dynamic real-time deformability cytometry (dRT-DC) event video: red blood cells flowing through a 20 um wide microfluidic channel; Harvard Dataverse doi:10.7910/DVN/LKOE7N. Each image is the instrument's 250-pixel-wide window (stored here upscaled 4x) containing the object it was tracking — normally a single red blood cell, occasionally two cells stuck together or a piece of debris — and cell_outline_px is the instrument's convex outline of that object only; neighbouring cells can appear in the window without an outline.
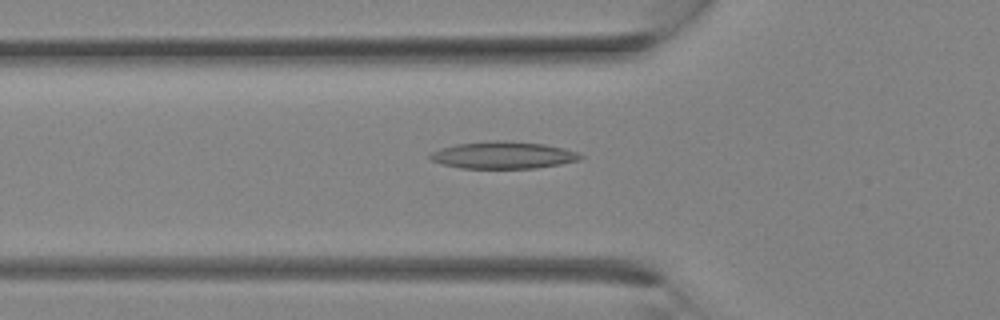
{"species": "Egyptian fruit bat (a non-hibernating species)", "species_latin": "Rousettus aegyptiacus", "temperature_condition": "room temperature", "stored_images_in_passage": 12, "camera_frame_rate_fps": 3000, "um_per_image_px": 0.085, "animal": {"sex": "female"}, "frame": {"image": 1, "passage_image": 6, "time_ms": 1.667, "image_size_px": [1000, 320], "cell_outline_px": [[584, 156], [580, 160], [560, 164], [536, 168], [460, 168], [440, 164], [432, 160], [428, 156], [432, 152], [440, 148], [456, 144], [496, 140], [500, 140], [544, 144], [564, 148], [576, 152]], "centroid_in_image_um": [42.76, 13.19], "position_along_channel_um": 83.0, "area_um2": 23.7}}
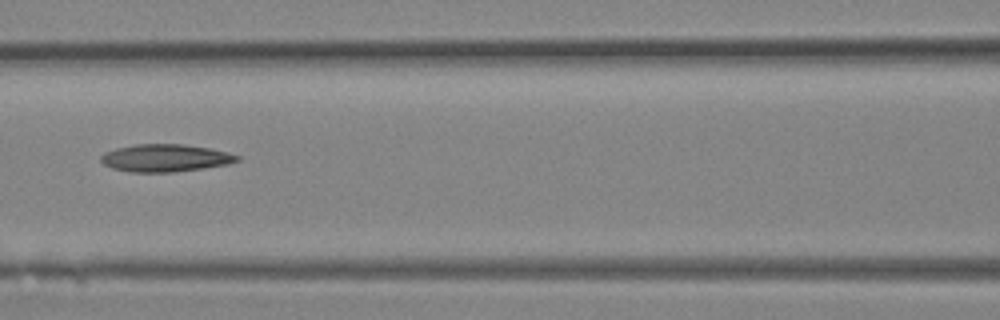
{"frame": {"image": 2, "passage_image": 9, "time_ms": 2.667, "image_size_px": [1000, 320], "cell_outline_px": [[240, 160], [228, 164], [204, 168], [172, 172], [132, 172], [112, 168], [104, 164], [100, 160], [100, 156], [104, 152], [116, 148], [136, 144], [184, 144], [208, 148], [228, 152], [240, 156]], "centroid_in_image_um": [14.05, 13.42], "position_along_channel_um": 152.6, "area_um2": 21.85}}
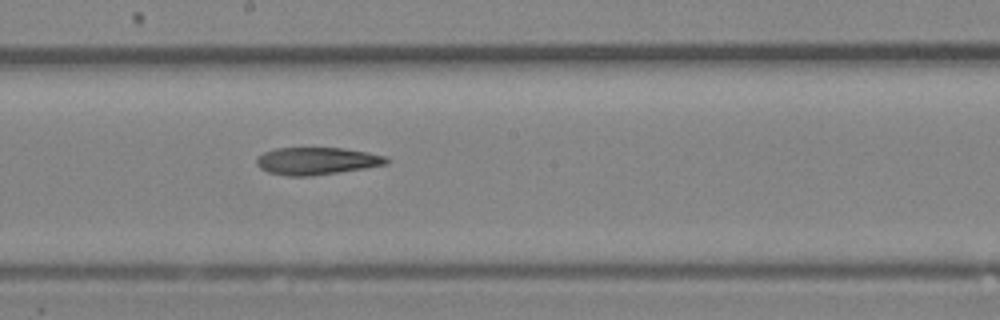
{"frame": {"image": 3, "passage_image": 12, "time_ms": 3.667, "image_size_px": [1000, 320], "cell_outline_px": [[392, 160], [388, 164], [364, 168], [312, 176], [288, 176], [268, 172], [260, 168], [256, 164], [256, 156], [264, 152], [276, 148], [344, 148], [368, 152], [388, 156]], "centroid_in_image_um": [26.95, 13.68], "position_along_channel_um": 221.3, "area_um2": 20.92}}